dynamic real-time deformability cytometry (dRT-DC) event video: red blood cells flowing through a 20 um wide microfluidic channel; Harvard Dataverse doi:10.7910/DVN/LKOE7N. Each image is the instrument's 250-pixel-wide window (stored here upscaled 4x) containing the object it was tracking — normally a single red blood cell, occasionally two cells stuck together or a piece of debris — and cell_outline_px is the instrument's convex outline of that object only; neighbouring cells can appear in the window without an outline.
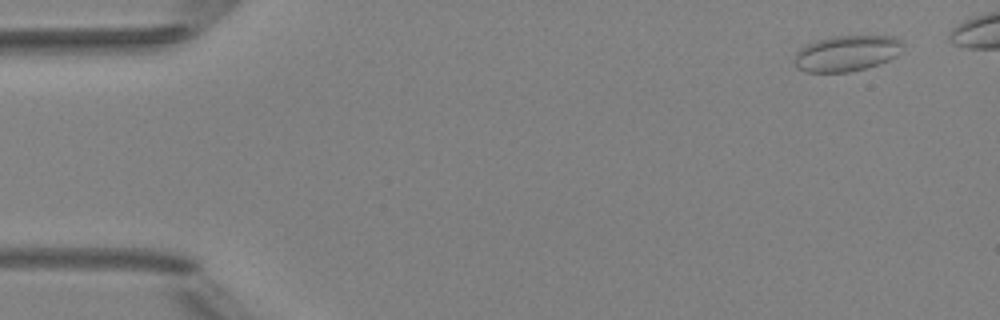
{"species": "Egyptian fruit bat (a non-hibernating species)", "species_latin": "Rousettus aegyptiacus", "temperature_condition": "room temperature", "stored_images_in_passage": 5, "camera_frame_rate_fps": 3000, "um_per_image_px": 0.085, "animal": {"sex": "female"}, "frame": {"image": 1, "passage_image": 2, "time_ms": 1.0, "image_size_px": [1000, 320], "cell_outline_px": [[904, 44], [900, 52], [896, 56], [880, 64], [848, 72], [804, 72], [796, 68], [792, 60], [796, 52], [800, 48], [816, 40], [832, 36], [892, 36], [904, 40]], "centroid_in_image_um": [71.95, 4.53], "position_along_channel_um": 13.0, "area_um2": 22.95}}